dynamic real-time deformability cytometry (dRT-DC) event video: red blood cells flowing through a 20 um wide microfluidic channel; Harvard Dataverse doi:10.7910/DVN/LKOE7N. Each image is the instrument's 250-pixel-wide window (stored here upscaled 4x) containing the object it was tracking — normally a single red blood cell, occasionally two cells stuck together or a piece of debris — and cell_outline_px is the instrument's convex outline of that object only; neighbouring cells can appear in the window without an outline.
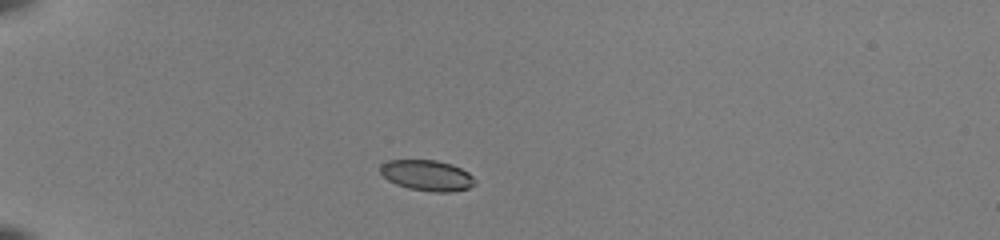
{"species": "common noctule bat (a hibernating species)", "species_latin": "Nyctalus noctula", "temperature_condition": "room temperature", "stored_images_in_passage": 44, "camera_frame_rate_fps": 3000, "um_per_image_px": 0.085, "animal": {"sex": "female", "body_mass_g": 22.0, "forearm_length_mm": 56.7}, "frame": {"image": 1, "passage_image": 8, "time_ms": 2.333, "image_size_px": [1000, 240], "cell_outline_px": [[476, 184], [468, 188], [452, 192], [432, 192], [408, 188], [396, 184], [388, 180], [380, 172], [380, 164], [388, 160], [436, 160], [452, 164], [468, 172], [476, 180]], "centroid_in_image_um": [36.31, 14.91], "position_along_channel_um": 48.7, "area_um2": 17.05}}
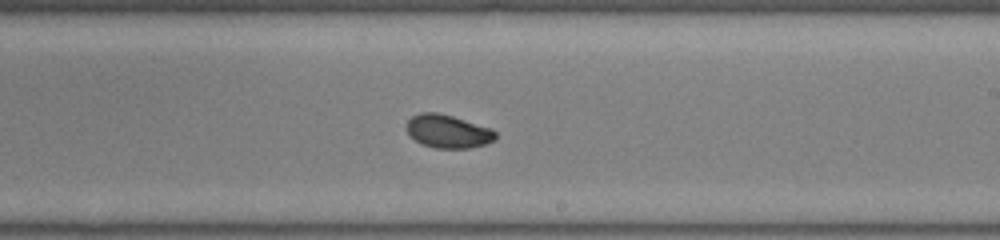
{"frame": {"image": 2, "passage_image": 26, "time_ms": 8.333, "image_size_px": [1000, 240], "cell_outline_px": [[496, 140], [484, 144], [468, 148], [436, 148], [424, 144], [416, 140], [404, 128], [404, 124], [412, 116], [420, 112], [436, 112], [452, 116], [492, 128], [496, 132]], "centroid_in_image_um": [38.07, 11.15], "position_along_channel_um": 250.9, "area_um2": 17.22}}
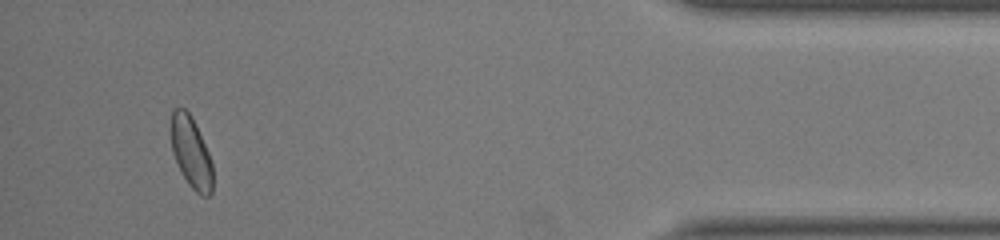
{"frame": {"image": 3, "passage_image": 42, "time_ms": 13.667, "image_size_px": [1000, 240], "cell_outline_px": [[212, 192], [208, 196], [200, 196], [188, 184], [172, 152], [172, 112], [176, 108], [184, 108], [188, 112], [208, 152], [212, 164]], "centroid_in_image_um": [16.26, 13.01], "position_along_channel_um": 418.9, "area_um2": 16.59}, "authors_computed_cell_mechanics": {"area_um2": 17.2533, "velocity_mm_per_s": 4.0173, "shape_relaxation_time_tau1_ms": 3.4958, "shape_relaxation_time_tau2_ms": 0.6931, "deformation_change_tau1": 0.1044, "deformation_change_tau2": 0.0333}}